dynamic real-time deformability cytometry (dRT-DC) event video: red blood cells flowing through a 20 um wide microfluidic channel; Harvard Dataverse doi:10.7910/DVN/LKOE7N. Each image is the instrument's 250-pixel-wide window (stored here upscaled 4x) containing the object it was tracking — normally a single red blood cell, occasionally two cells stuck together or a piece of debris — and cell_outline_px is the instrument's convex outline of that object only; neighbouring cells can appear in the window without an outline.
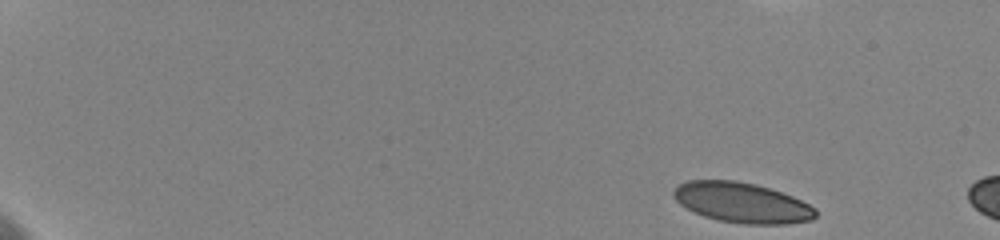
{"species": "human", "species_latin": "Homo sapiens", "temperature_condition": "cold", "stored_images_in_passage": 15, "camera_frame_rate_fps": 3000, "um_per_image_px": 0.085, "donor": {"sex": "female"}, "frame": {"image": 1, "passage_image": 1, "time_ms": 0.0, "image_size_px": [1000, 240], "cell_outline_px": [[816, 216], [812, 220], [788, 224], [744, 224], [720, 220], [704, 216], [680, 204], [672, 196], [672, 192], [676, 184], [688, 180], [736, 180], [756, 184], [792, 196], [816, 208]], "centroid_in_image_um": [63.05, 17.21], "position_along_channel_um": 21.9, "area_um2": 33.29}}